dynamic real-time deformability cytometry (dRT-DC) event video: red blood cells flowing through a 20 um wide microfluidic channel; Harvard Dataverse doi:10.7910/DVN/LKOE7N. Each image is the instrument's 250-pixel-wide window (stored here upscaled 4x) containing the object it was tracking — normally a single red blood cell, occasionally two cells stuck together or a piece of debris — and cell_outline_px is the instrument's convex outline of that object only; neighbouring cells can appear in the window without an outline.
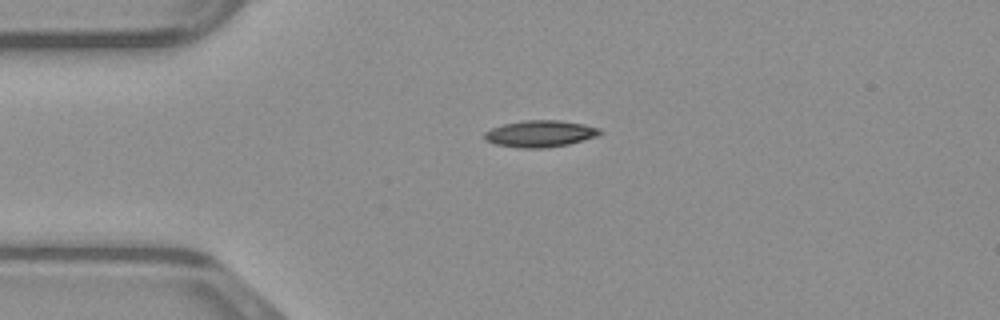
{"species": "common noctule bat (a hibernating species)", "species_latin": "Nyctalus noctula", "temperature_condition": "warm", "stored_images_in_passage": 38, "camera_frame_rate_fps": 3000, "um_per_image_px": 0.085, "animal": {"sex": "male", "body_mass_g": 23.1, "forearm_length_mm": 52.7}, "frame": {"image": 1, "passage_image": 1, "time_ms": 0.0, "image_size_px": [1000, 320], "cell_outline_px": [[604, 132], [600, 136], [568, 144], [544, 148], [520, 148], [496, 144], [484, 140], [484, 132], [492, 128], [504, 124], [524, 120], [556, 120], [584, 124], [600, 128]], "centroid_in_image_um": [45.95, 11.36], "position_along_channel_um": 39.1, "area_um2": 18.03}}
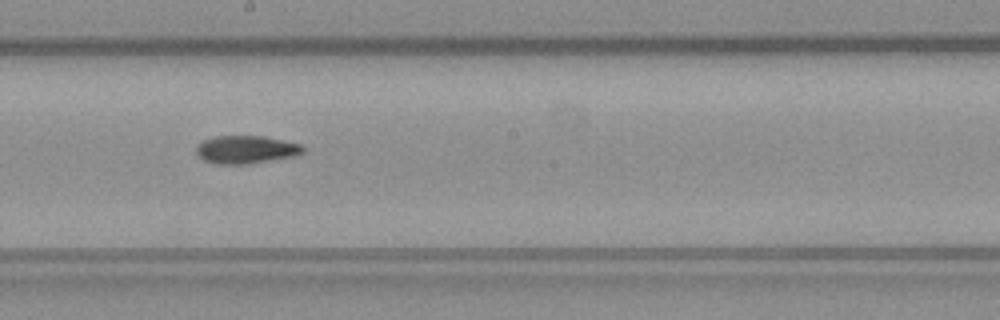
{"frame": {"image": 2, "passage_image": 16, "time_ms": 5.0, "image_size_px": [1000, 320], "cell_outline_px": [[304, 152], [296, 156], [248, 164], [216, 164], [204, 160], [196, 156], [196, 144], [204, 140], [216, 136], [260, 136], [300, 144], [304, 148]], "centroid_in_image_um": [20.87, 12.72], "position_along_channel_um": 227.3, "area_um2": 17.4}}
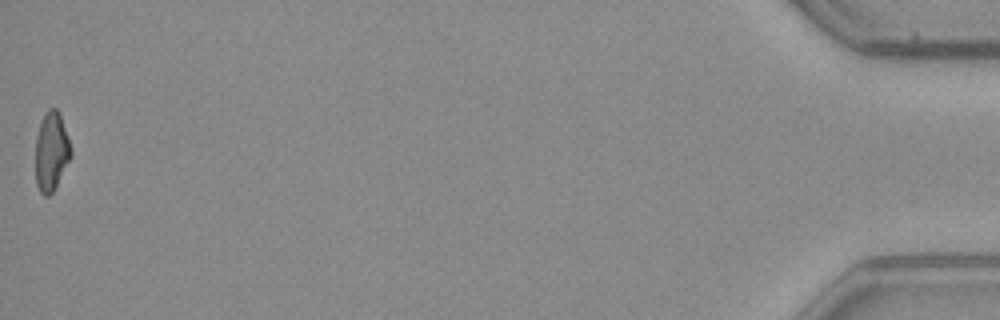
{"frame": {"image": 3, "passage_image": 38, "time_ms": 12.333, "image_size_px": [1000, 320], "cell_outline_px": [[72, 156], [52, 192], [48, 196], [44, 196], [40, 192], [36, 184], [36, 136], [44, 112], [48, 108], [56, 108], [60, 112], [72, 148]], "centroid_in_image_um": [4.38, 12.84], "position_along_channel_um": 430.8, "area_um2": 16.42}}